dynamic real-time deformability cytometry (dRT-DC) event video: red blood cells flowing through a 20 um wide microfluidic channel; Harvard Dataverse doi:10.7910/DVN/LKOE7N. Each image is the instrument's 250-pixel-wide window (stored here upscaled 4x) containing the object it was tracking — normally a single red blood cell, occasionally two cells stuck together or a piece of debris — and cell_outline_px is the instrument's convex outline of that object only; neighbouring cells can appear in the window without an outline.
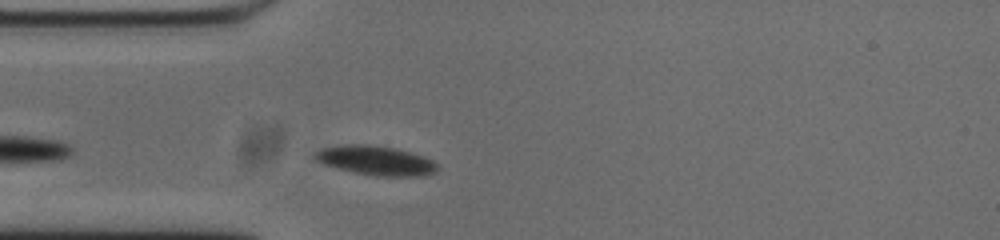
{"species": "common noctule bat (a hibernating species)", "species_latin": "Nyctalus noctula", "temperature_condition": "cold", "stored_images_in_passage": 42, "camera_frame_rate_fps": 3000, "um_per_image_px": 0.085, "animal": {"sex": "male", "body_mass_g": 20.0, "forearm_length_mm": 53.3}, "frame": {"image": 1, "passage_image": 5, "time_ms": 1.333, "image_size_px": [1000, 240], "cell_outline_px": [[436, 168], [432, 172], [424, 176], [376, 176], [356, 172], [324, 164], [316, 160], [312, 156], [316, 152], [324, 148], [344, 144], [368, 144], [396, 148], [412, 152], [432, 160], [436, 164]], "centroid_in_image_um": [31.93, 13.63], "position_along_channel_um": 53.1, "area_um2": 20.63}}
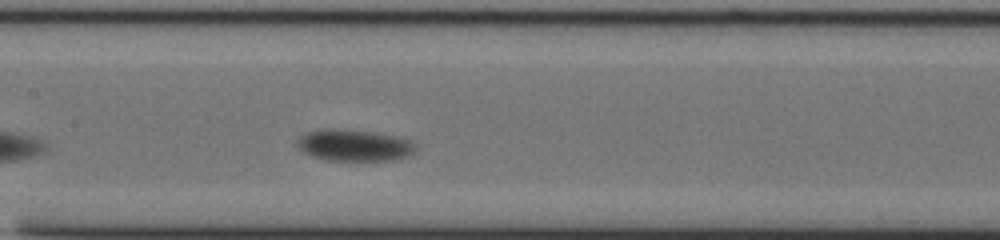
{"frame": {"image": 2, "passage_image": 16, "time_ms": 5.0, "image_size_px": [1000, 240], "cell_outline_px": [[416, 148], [412, 152], [404, 156], [392, 160], [328, 160], [312, 156], [296, 148], [296, 140], [300, 136], [308, 132], [320, 128], [332, 128], [368, 132], [396, 136], [408, 140], [416, 144]], "centroid_in_image_um": [30.02, 12.34], "position_along_channel_um": 177.4, "area_um2": 21.56}}
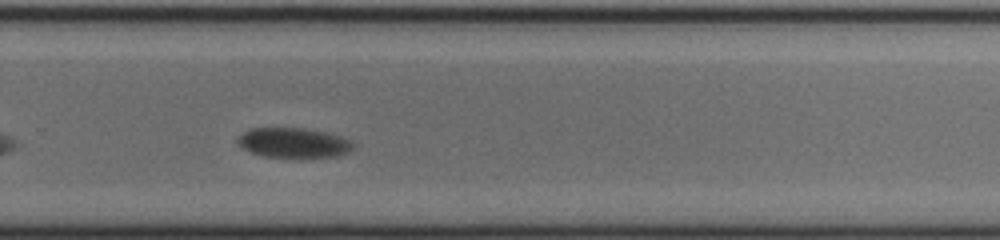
{"frame": {"image": 3, "passage_image": 27, "time_ms": 8.667, "image_size_px": [1000, 240], "cell_outline_px": [[352, 148], [348, 152], [332, 156], [264, 156], [252, 152], [244, 148], [236, 140], [244, 132], [252, 128], [304, 128], [324, 132], [340, 136], [352, 140]], "centroid_in_image_um": [24.95, 12.11], "position_along_channel_um": 304.8, "area_um2": 19.42}, "authors_computed_cell_mechanics": {"area_um2": 20.3167, "velocity_mm_per_s": 3.4827, "shape_relaxation_time_tau1_ms": 2.7832, "shape_relaxation_time_tau2_ms": null, "deformation_change_tau1": 0.0686, "deformation_change_tau2": null}}